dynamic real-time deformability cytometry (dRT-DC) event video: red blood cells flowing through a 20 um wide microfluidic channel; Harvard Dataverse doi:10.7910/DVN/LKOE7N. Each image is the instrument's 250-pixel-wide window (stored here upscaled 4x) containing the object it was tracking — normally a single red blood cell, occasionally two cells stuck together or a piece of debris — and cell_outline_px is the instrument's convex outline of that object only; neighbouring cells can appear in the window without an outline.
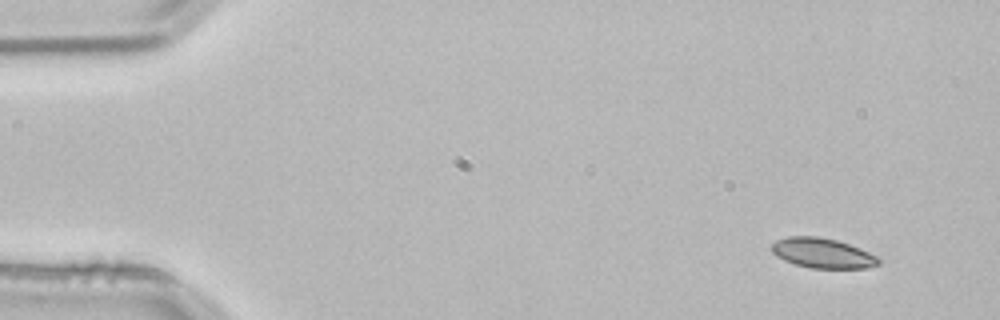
{"species": "common noctule bat (a hibernating species)", "species_latin": "Nyctalus noctula", "temperature_condition": "room temperature", "stored_images_in_passage": 5, "segment_of_instrument_passage": [2, 2], "camera_frame_rate_fps": 3000, "um_per_image_px": 0.085, "animal": {"sex": "male", "body_mass_g": 21.5, "forearm_length_mm": 52.0}, "frame": {"image": 1, "passage_image": 5, "time_ms": 1.333, "image_size_px": [1000, 320], "cell_outline_px": [[884, 260], [880, 264], [868, 268], [812, 268], [796, 264], [784, 260], [776, 256], [772, 252], [772, 244], [776, 240], [788, 236], [816, 236], [836, 240], [860, 248]], "centroid_in_image_um": [69.94, 21.52], "position_along_channel_um": 15.1, "area_um2": 18.67}}